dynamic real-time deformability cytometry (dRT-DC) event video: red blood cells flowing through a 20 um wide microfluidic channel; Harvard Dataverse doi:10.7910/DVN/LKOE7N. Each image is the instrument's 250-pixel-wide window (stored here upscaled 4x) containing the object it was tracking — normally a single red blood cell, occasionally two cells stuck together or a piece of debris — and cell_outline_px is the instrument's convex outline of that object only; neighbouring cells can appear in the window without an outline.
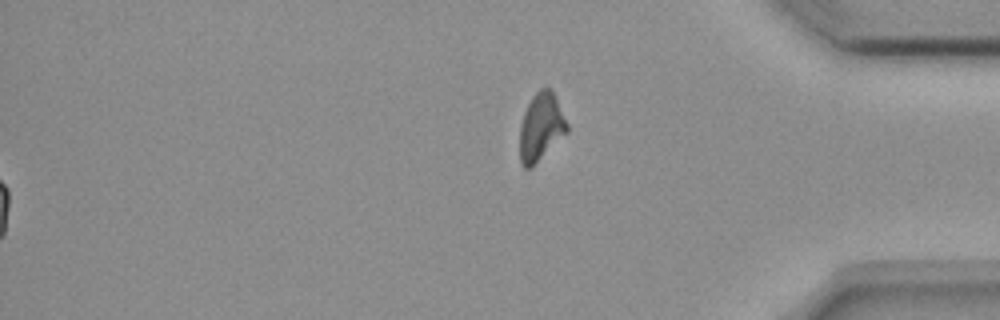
{"species": "common noctule bat (a hibernating species)", "species_latin": "Nyctalus noctula", "temperature_condition": "room temperature", "stored_images_in_passage": 57, "segment_of_instrument_passage": [2, 2], "camera_frame_rate_fps": 3000, "um_per_image_px": 0.085, "animal": {"sex": "female", "body_mass_g": 18.4}, "frame": {"image": 1, "passage_image": 57, "time_ms": 18.667, "image_size_px": [1000, 320], "cell_outline_px": [[568, 132], [532, 168], [524, 168], [520, 160], [520, 124], [524, 112], [532, 96], [540, 88], [548, 84], [556, 96], [568, 124]], "centroid_in_image_um": [46.0, 10.77], "position_along_channel_um": 389.2, "area_um2": 19.02}}